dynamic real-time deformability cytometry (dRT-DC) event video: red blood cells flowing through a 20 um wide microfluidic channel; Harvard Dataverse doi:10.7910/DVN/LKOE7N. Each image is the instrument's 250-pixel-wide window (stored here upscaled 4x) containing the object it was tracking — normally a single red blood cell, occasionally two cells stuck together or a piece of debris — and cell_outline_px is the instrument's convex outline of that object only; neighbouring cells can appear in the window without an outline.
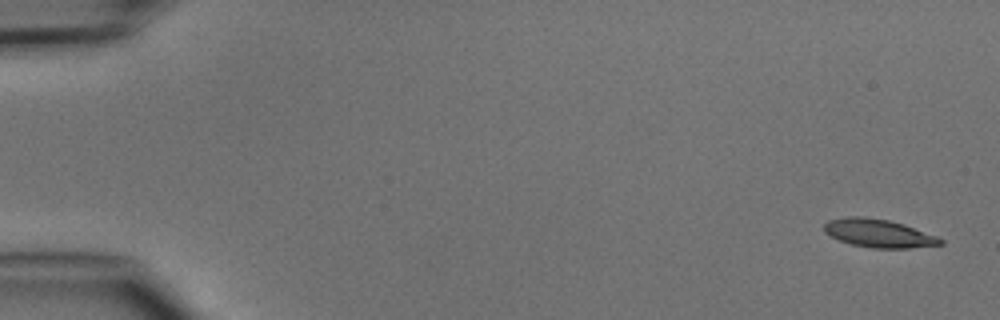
{"species": "common noctule bat (a hibernating species)", "species_latin": "Nyctalus noctula", "temperature_condition": "cold", "stored_images_in_passage": 5, "segment_of_instrument_passage": [1, 2], "camera_frame_rate_fps": 3000, "um_per_image_px": 0.085, "animal": {"sex": "male", "body_mass_g": 15.6}, "frame": {"image": 1, "passage_image": 1, "time_ms": 0.0, "image_size_px": [1000, 320], "cell_outline_px": [[944, 244], [908, 248], [872, 248], [852, 244], [840, 240], [824, 232], [824, 224], [828, 220], [848, 216], [864, 216], [888, 220], [904, 224], [936, 236], [944, 240]], "centroid_in_image_um": [74.68, 19.82], "position_along_channel_um": 10.3, "area_um2": 19.02}}
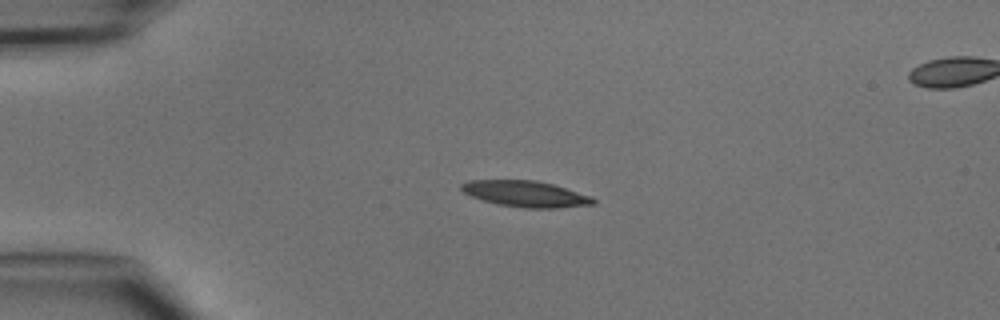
{"frame": {"image": 2, "passage_image": 3, "time_ms": 3.333, "image_size_px": [1000, 320], "cell_outline_px": [[596, 204], [556, 208], [528, 208], [496, 204], [472, 196], [464, 192], [460, 188], [460, 184], [468, 180], [536, 180], [552, 184], [592, 196], [596, 200]], "centroid_in_image_um": [44.69, 16.47], "position_along_channel_um": 40.3, "area_um2": 20.0}}